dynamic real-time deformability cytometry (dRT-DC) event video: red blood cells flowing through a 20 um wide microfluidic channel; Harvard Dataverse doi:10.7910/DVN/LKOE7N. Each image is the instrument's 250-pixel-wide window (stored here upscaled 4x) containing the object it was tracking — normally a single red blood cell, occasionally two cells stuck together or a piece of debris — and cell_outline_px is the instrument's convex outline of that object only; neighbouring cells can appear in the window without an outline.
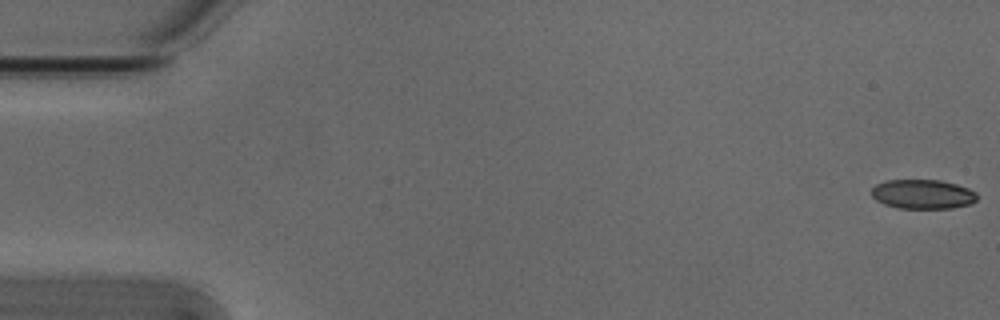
{"species": "Egyptian fruit bat (a non-hibernating species)", "species_latin": "Rousettus aegyptiacus", "temperature_condition": "cold", "stored_images_in_passage": 16, "camera_frame_rate_fps": 3000, "um_per_image_px": 0.085, "animal": {"sex": "male"}, "frame": {"image": 1, "passage_image": 1, "time_ms": 0.0, "image_size_px": [1000, 320], "cell_outline_px": [[976, 200], [972, 204], [952, 208], [900, 208], [884, 204], [876, 200], [872, 196], [872, 188], [876, 184], [884, 180], [940, 180], [956, 184], [968, 188], [976, 192]], "centroid_in_image_um": [78.43, 16.5], "position_along_channel_um": 6.6, "area_um2": 18.09}}
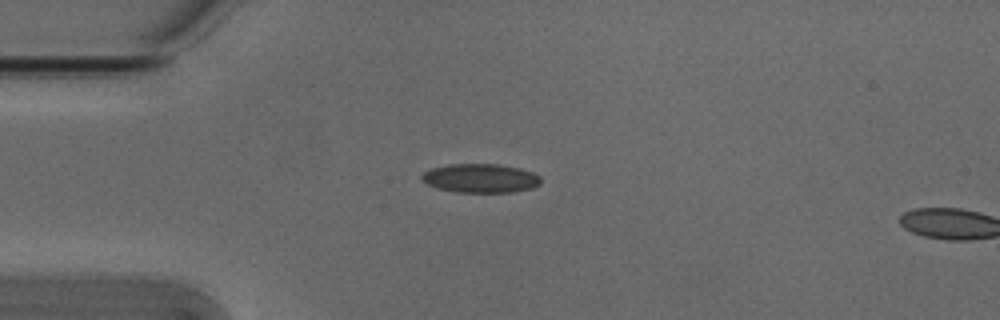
{"frame": {"image": 2, "passage_image": 14, "time_ms": 4.333, "image_size_px": [1000, 320], "cell_outline_px": [[540, 184], [532, 188], [512, 192], [456, 192], [436, 188], [420, 180], [420, 176], [424, 172], [432, 168], [448, 164], [500, 164], [520, 168], [532, 172], [540, 176]], "centroid_in_image_um": [40.82, 15.15], "position_along_channel_um": 44.2, "area_um2": 20.17}}